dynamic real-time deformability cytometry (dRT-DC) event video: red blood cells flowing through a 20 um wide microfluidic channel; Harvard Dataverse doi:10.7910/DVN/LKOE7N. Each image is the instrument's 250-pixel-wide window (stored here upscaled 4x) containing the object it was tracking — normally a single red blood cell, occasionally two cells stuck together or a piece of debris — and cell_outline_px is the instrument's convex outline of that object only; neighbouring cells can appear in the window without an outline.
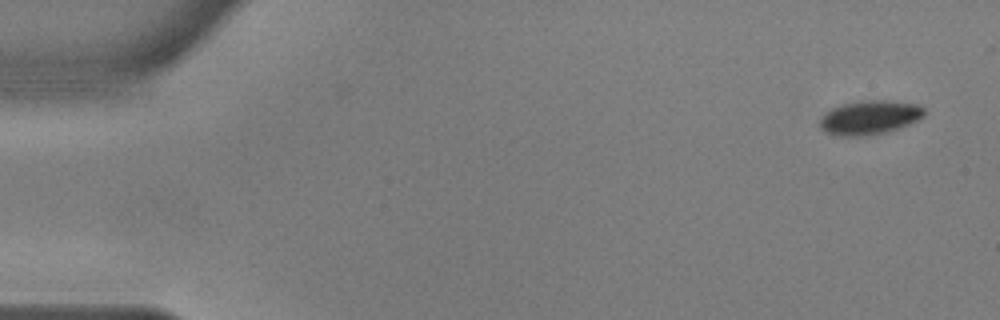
{"species": "common noctule bat (a hibernating species)", "species_latin": "Nyctalus noctula", "temperature_condition": "warm", "stored_images_in_passage": 19, "camera_frame_rate_fps": 3000, "um_per_image_px": 0.085, "animal": {"sex": "male", "body_mass_g": 17.9, "forearm_length_mm": 54.2}, "frame": {"image": 1, "passage_image": 1, "time_ms": 0.0, "image_size_px": [1000, 320], "cell_outline_px": [[924, 116], [908, 124], [884, 132], [864, 136], [836, 136], [824, 132], [820, 128], [820, 120], [824, 112], [832, 108], [844, 104], [860, 100], [888, 100], [920, 104], [924, 108]], "centroid_in_image_um": [73.88, 9.97], "position_along_channel_um": 11.1, "area_um2": 20.75}}
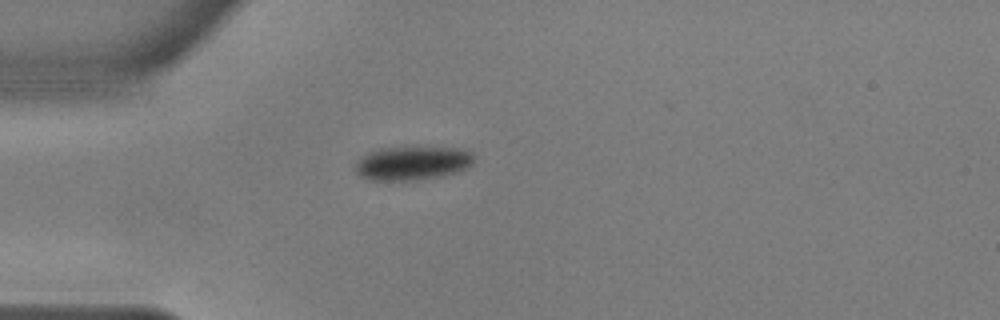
{"frame": {"image": 2, "passage_image": 14, "time_ms": 4.333, "image_size_px": [1000, 320], "cell_outline_px": [[472, 164], [468, 168], [444, 176], [408, 180], [368, 180], [360, 176], [356, 172], [356, 164], [368, 152], [380, 148], [404, 144], [416, 144], [464, 148], [472, 152]], "centroid_in_image_um": [35.1, 13.79], "position_along_channel_um": 49.9, "area_um2": 24.45}}